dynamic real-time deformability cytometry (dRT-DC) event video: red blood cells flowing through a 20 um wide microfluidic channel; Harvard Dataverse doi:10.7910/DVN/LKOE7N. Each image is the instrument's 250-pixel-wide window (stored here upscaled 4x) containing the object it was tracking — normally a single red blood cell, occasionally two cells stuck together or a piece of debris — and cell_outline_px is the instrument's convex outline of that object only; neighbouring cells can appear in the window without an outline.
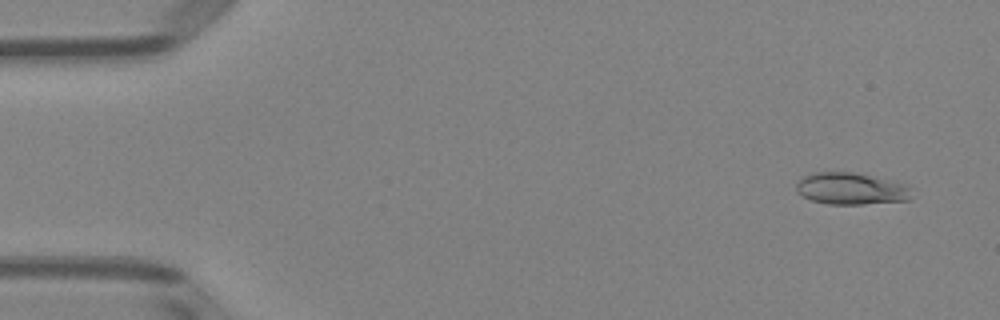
{"species": "Egyptian fruit bat (a non-hibernating species)", "species_latin": "Rousettus aegyptiacus", "temperature_condition": "room temperature", "stored_images_in_passage": 51, "camera_frame_rate_fps": 3000, "um_per_image_px": 0.085, "animal": {"sex": "female"}, "frame": {"image": 1, "passage_image": 3, "time_ms": 0.667, "image_size_px": [1000, 320], "cell_outline_px": [[908, 200], [864, 204], [828, 204], [812, 200], [796, 192], [796, 184], [804, 176], [816, 172], [856, 172], [892, 180], [908, 184]], "centroid_in_image_um": [72.32, 16.02], "position_along_channel_um": 12.7, "area_um2": 21.27}}
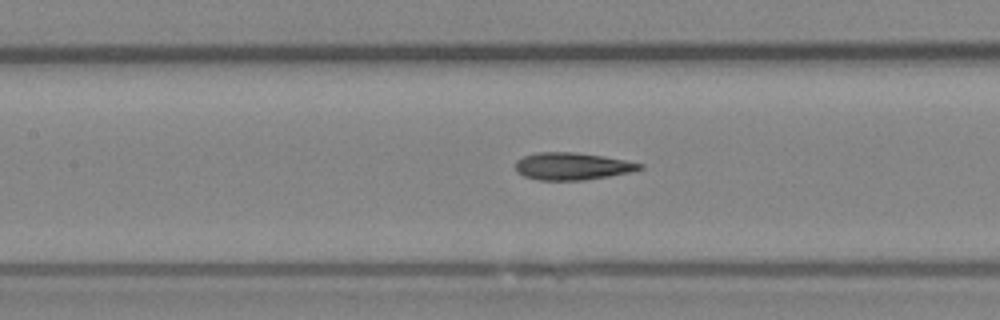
{"frame": {"image": 2, "passage_image": 23, "time_ms": 7.333, "image_size_px": [1000, 320], "cell_outline_px": [[644, 168], [632, 172], [584, 180], [540, 180], [524, 176], [516, 172], [516, 160], [524, 156], [536, 152], [576, 152], [604, 156], [644, 164]], "centroid_in_image_um": [48.64, 14.12], "position_along_channel_um": 158.8, "area_um2": 19.83}}
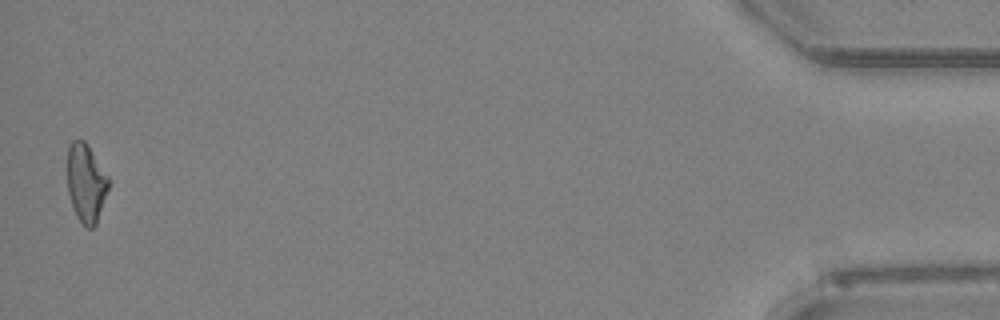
{"frame": {"image": 3, "passage_image": 50, "time_ms": 16.333, "image_size_px": [1000, 320], "cell_outline_px": [[108, 188], [96, 224], [92, 228], [84, 228], [76, 216], [68, 192], [68, 148], [72, 140], [84, 140], [108, 176]], "centroid_in_image_um": [7.3, 15.58], "position_along_channel_um": 427.9, "area_um2": 18.5}, "authors_computed_cell_mechanics": {"area_um2": 19.7098, "velocity_mm_per_s": 4.0055, "shape_relaxation_time_tau1_ms": 4.889, "shape_relaxation_time_tau2_ms": 2.6596, "deformation_change_tau1": 0.17, "deformation_change_tau2": 0.138}}